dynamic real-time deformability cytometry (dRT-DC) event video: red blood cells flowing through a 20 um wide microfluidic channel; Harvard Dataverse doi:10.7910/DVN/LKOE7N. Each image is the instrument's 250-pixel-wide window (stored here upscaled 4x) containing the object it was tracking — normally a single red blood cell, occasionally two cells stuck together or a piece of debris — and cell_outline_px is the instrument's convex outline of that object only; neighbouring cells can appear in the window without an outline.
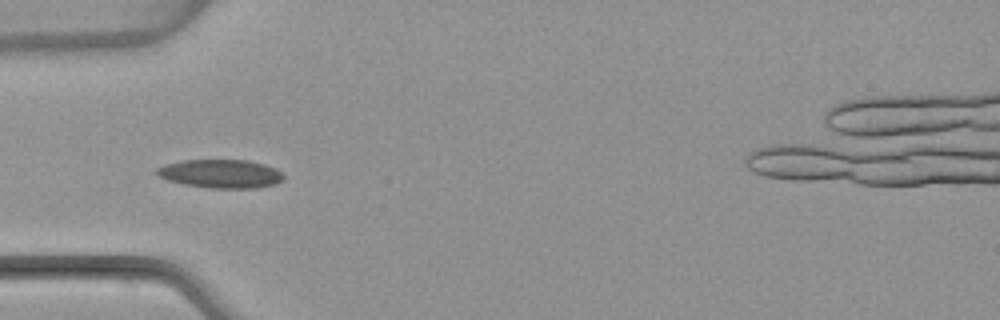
{"species": "common noctule bat (a hibernating species)", "species_latin": "Nyctalus noctula", "temperature_condition": "warm", "stored_images_in_passage": 24, "camera_frame_rate_fps": 3000, "um_per_image_px": 0.085, "animal": {"sex": "female", "body_mass_g": 22.7, "forearm_length_mm": 54.2}, "frame": {"image": 1, "passage_image": 3, "time_ms": 0.667, "image_size_px": [1000, 320], "cell_outline_px": [[284, 180], [276, 184], [256, 188], [208, 188], [184, 184], [168, 180], [160, 176], [156, 172], [156, 168], [164, 164], [184, 160], [248, 160], [264, 164], [276, 168], [284, 176]], "centroid_in_image_um": [18.79, 14.77], "position_along_channel_um": 66.2, "area_um2": 21.15}}
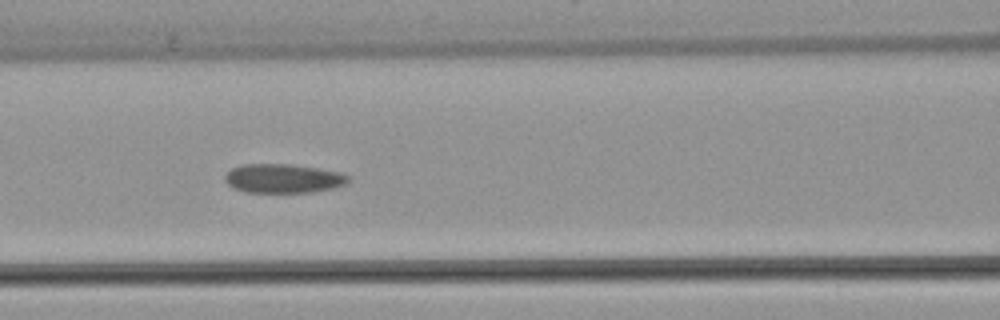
{"frame": {"image": 2, "passage_image": 9, "time_ms": 2.667, "image_size_px": [1000, 320], "cell_outline_px": [[348, 184], [332, 188], [312, 192], [248, 192], [236, 188], [228, 184], [224, 180], [224, 176], [232, 168], [240, 164], [292, 164], [340, 172], [348, 176]], "centroid_in_image_um": [24.07, 15.16], "position_along_channel_um": 142.5, "area_um2": 20.75}}
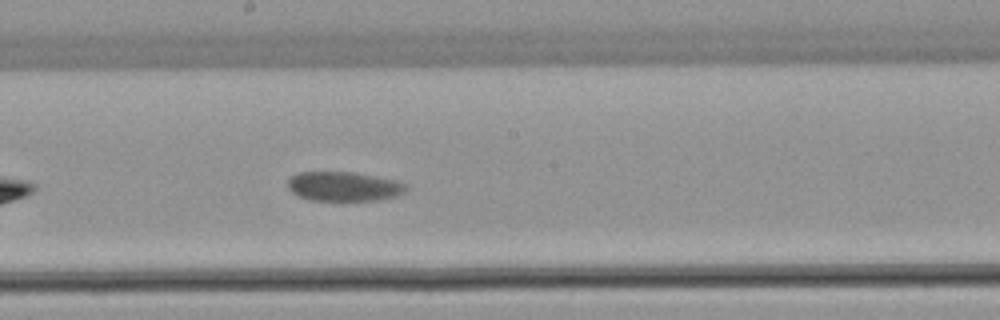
{"frame": {"image": 3, "passage_image": 15, "time_ms": 4.667, "image_size_px": [1000, 320], "cell_outline_px": [[408, 188], [404, 192], [396, 196], [380, 200], [308, 200], [292, 192], [288, 188], [288, 180], [292, 176], [300, 172], [356, 172], [396, 180], [408, 184]], "centroid_in_image_um": [29.26, 15.84], "position_along_channel_um": 218.9, "area_um2": 20.35}}